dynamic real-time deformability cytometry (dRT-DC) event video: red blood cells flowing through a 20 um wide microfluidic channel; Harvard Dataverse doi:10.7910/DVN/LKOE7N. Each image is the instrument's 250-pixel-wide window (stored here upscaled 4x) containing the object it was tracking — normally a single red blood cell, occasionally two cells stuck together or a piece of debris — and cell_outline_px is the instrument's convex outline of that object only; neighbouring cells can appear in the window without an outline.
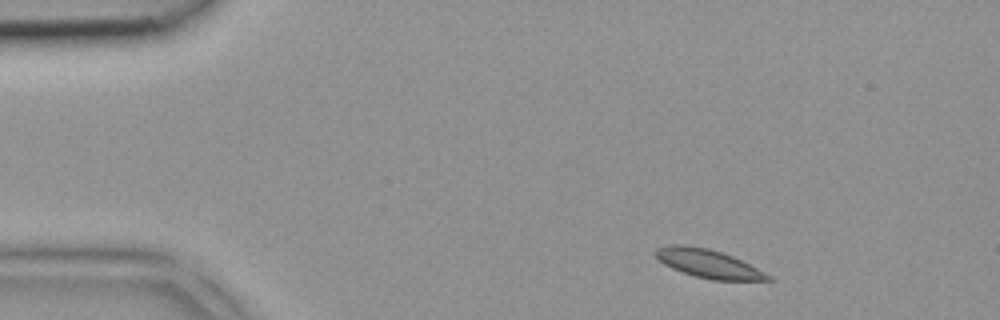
{"species": "common noctule bat (a hibernating species)", "species_latin": "Nyctalus noctula", "temperature_condition": "room temperature", "stored_images_in_passage": 3, "camera_frame_rate_fps": 3000, "um_per_image_px": 0.085, "animal": {"sex": "female", "body_mass_g": 18.4}, "frame": {"image": 1, "passage_image": 1, "time_ms": 0.0, "image_size_px": [1000, 320], "cell_outline_px": [[772, 280], [712, 280], [696, 276], [672, 268], [664, 264], [652, 252], [656, 248], [668, 244], [684, 244], [708, 248], [732, 256], [772, 276]], "centroid_in_image_um": [60.15, 22.39], "position_along_channel_um": 24.9, "area_um2": 18.44}}